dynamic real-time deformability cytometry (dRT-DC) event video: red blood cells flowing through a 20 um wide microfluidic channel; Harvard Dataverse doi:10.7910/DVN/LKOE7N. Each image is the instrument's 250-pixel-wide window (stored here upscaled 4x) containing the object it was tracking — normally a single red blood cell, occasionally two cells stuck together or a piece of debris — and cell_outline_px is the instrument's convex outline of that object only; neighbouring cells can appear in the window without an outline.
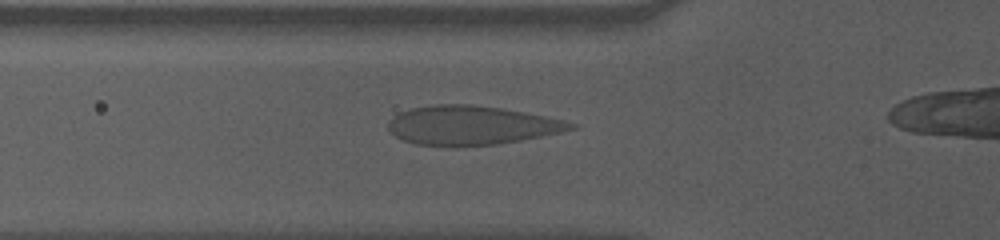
{"species": "human", "species_latin": "Homo sapiens", "temperature_condition": "cold", "stored_images_in_passage": 34, "camera_frame_rate_fps": 3000, "um_per_image_px": 0.085, "donor": {"sex": "male"}, "frame": {"image": 1, "passage_image": 3, "time_ms": 0.667, "image_size_px": [1000, 240], "cell_outline_px": [[580, 124], [576, 128], [564, 132], [520, 140], [496, 144], [456, 148], [416, 144], [404, 140], [396, 136], [388, 128], [388, 120], [392, 116], [400, 112], [412, 108], [432, 104], [472, 104], [500, 108], [524, 112], [564, 120]], "centroid_in_image_um": [40.07, 10.67], "position_along_channel_um": 85.7, "area_um2": 42.02}}
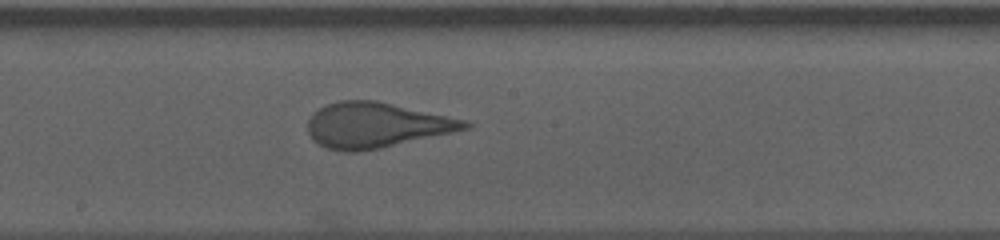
{"frame": {"image": 2, "passage_image": 14, "time_ms": 4.333, "image_size_px": [1000, 240], "cell_outline_px": [[472, 128], [380, 148], [356, 152], [340, 152], [324, 148], [312, 140], [308, 132], [308, 120], [320, 108], [328, 104], [340, 100], [376, 100], [468, 120], [472, 124]], "centroid_in_image_um": [31.99, 10.65], "position_along_channel_um": 216.2, "area_um2": 41.56}}
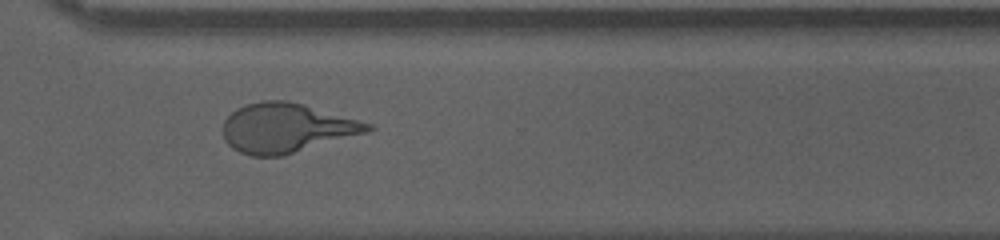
{"frame": {"image": 3, "passage_image": 25, "time_ms": 8.0, "image_size_px": [1000, 240], "cell_outline_px": [[376, 128], [368, 132], [284, 156], [252, 156], [240, 152], [232, 148], [224, 140], [224, 120], [236, 108], [248, 104], [264, 100], [284, 100], [304, 104], [372, 124]], "centroid_in_image_um": [24.35, 10.89], "position_along_channel_um": 346.2, "area_um2": 41.62}, "authors_computed_cell_mechanics": {"area_um2": 40.9513, "velocity_mm_per_s": 3.5523, "shape_relaxation_time_tau1_ms": 10.5049, "shape_relaxation_time_tau2_ms": null, "deformation_change_tau1": 0.2503, "deformation_change_tau2": null}}